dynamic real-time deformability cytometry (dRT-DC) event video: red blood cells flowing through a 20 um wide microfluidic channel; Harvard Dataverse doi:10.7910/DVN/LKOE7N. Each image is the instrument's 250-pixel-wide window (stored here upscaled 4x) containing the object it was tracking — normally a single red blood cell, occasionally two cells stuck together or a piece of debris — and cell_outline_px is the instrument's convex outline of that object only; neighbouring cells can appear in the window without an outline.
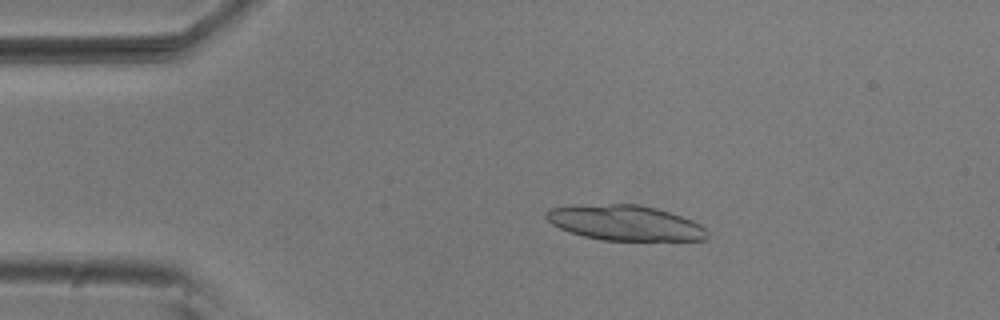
{"species": "common noctule bat (a hibernating species)", "species_latin": "Nyctalus noctula", "temperature_condition": "room temperature", "stored_images_in_passage": 53, "camera_frame_rate_fps": 3000, "um_per_image_px": 0.085, "animal": {"sex": "male", "body_mass_g": 20.5, "forearm_length_mm": 52.5}, "frame": {"image": 1, "passage_image": 10, "time_ms": 3.0, "image_size_px": [1000, 320], "cell_outline_px": [[708, 236], [704, 240], [604, 240], [584, 236], [560, 228], [552, 224], [544, 216], [544, 212], [548, 208], [608, 204], [640, 204], [656, 208], [692, 220], [700, 224], [708, 232]], "centroid_in_image_um": [53.14, 18.94], "position_along_channel_um": 31.9, "area_um2": 32.66}}